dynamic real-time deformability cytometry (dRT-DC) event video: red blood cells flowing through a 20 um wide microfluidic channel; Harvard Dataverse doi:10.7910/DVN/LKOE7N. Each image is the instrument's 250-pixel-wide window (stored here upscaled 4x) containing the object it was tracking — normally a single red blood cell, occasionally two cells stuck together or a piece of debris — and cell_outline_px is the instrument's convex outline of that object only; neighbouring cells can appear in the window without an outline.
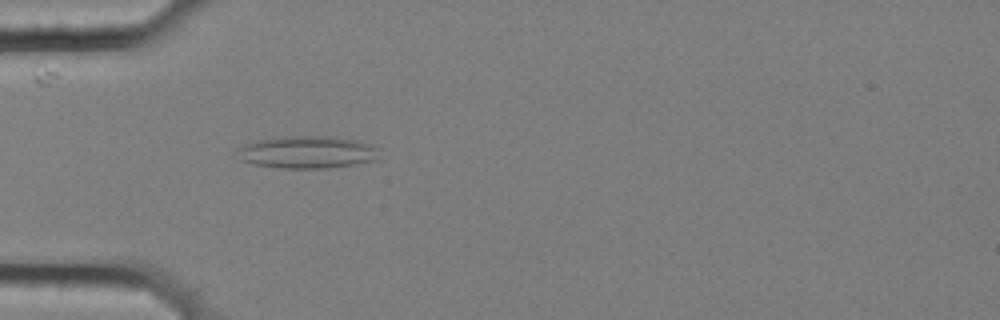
{"species": "common noctule bat (a hibernating species)", "species_latin": "Nyctalus noctula", "temperature_condition": "cold", "stored_images_in_passage": 4, "camera_frame_rate_fps": 3000, "um_per_image_px": 0.085, "animal": {"sex": "female", "body_mass_g": 25.1}, "frame": {"image": 1, "passage_image": 4, "time_ms": 1.0, "image_size_px": [1000, 320], "cell_outline_px": [[380, 148], [376, 160], [328, 168], [280, 168], [252, 164], [240, 160], [240, 148], [248, 144], [260, 140], [288, 136], [336, 136], [356, 140], [372, 144]], "centroid_in_image_um": [26.2, 12.93], "position_along_channel_um": 58.8, "area_um2": 26.59}}